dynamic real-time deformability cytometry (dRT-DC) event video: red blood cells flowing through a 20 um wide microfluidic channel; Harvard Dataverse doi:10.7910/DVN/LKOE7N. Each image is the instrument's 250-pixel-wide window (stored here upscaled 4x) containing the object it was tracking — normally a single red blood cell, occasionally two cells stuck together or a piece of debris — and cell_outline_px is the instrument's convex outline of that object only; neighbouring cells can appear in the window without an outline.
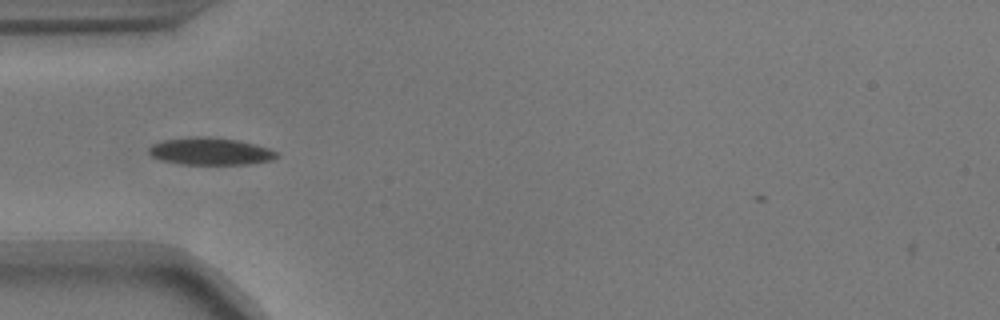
{"species": "common noctule bat (a hibernating species)", "species_latin": "Nyctalus noctula", "temperature_condition": "warm", "stored_images_in_passage": 40, "camera_frame_rate_fps": 3000, "um_per_image_px": 0.085, "animal": {"sex": "male", "body_mass_g": 17.9}, "frame": {"image": 1, "passage_image": 4, "time_ms": 1.0, "image_size_px": [1000, 320], "cell_outline_px": [[276, 156], [272, 160], [248, 164], [180, 164], [164, 160], [152, 156], [148, 152], [148, 148], [152, 144], [164, 140], [236, 140], [268, 148], [276, 152]], "centroid_in_image_um": [17.89, 12.93], "position_along_channel_um": 67.1, "area_um2": 18.79}}
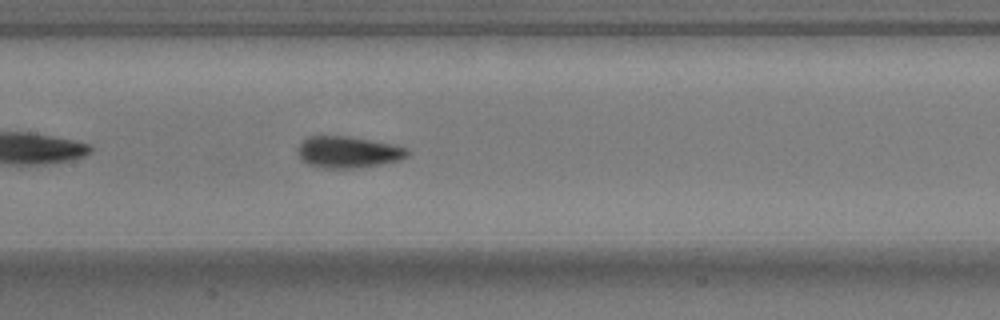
{"frame": {"image": 2, "passage_image": 13, "time_ms": 4.0, "image_size_px": [1000, 320], "cell_outline_px": [[408, 152], [400, 160], [380, 164], [352, 168], [324, 168], [308, 164], [300, 156], [300, 144], [308, 136], [348, 136], [408, 148]], "centroid_in_image_um": [29.58, 12.93], "position_along_channel_um": 177.8, "area_um2": 19.48}}
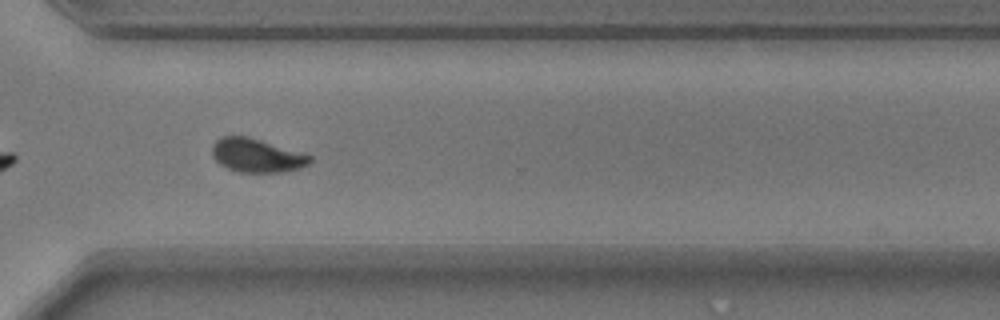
{"frame": {"image": 3, "passage_image": 27, "time_ms": 8.667, "image_size_px": [1000, 320], "cell_outline_px": [[312, 160], [308, 164], [300, 168], [280, 172], [240, 172], [228, 168], [220, 164], [212, 156], [212, 144], [220, 136], [248, 136], [312, 156]], "centroid_in_image_um": [21.78, 13.21], "position_along_channel_um": 348.8, "area_um2": 19.02}, "authors_computed_cell_mechanics": {"area_um2": 19.3052, "velocity_mm_per_s": 3.6681, "shape_relaxation_time_tau1_ms": 3.3057, "shape_relaxation_time_tau2_ms": null, "deformation_change_tau1": 0.1325, "deformation_change_tau2": null}}